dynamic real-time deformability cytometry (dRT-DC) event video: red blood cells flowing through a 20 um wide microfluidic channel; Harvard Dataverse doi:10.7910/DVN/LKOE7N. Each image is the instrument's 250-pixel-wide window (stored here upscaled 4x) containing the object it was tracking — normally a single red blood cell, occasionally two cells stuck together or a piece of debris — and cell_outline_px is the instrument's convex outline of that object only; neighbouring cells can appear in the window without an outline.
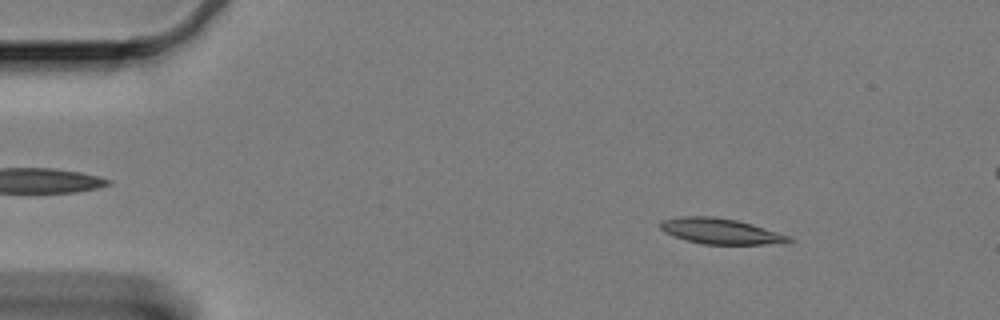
{"species": "Egyptian fruit bat (a non-hibernating species)", "species_latin": "Rousettus aegyptiacus", "temperature_condition": "cold", "stored_images_in_passage": 61, "segment_of_instrument_passage": [1, 2], "camera_frame_rate_fps": 3000, "um_per_image_px": 0.085, "animal": {"sex": "female"}, "frame": {"image": 1, "passage_image": 8, "time_ms": 2.333, "image_size_px": [1000, 320], "cell_outline_px": [[796, 240], [788, 244], [704, 244], [684, 240], [664, 232], [660, 228], [660, 220], [684, 216], [712, 216], [736, 220], [752, 224], [792, 236]], "centroid_in_image_um": [61.32, 19.66], "position_along_channel_um": 23.7, "area_um2": 19.48}}
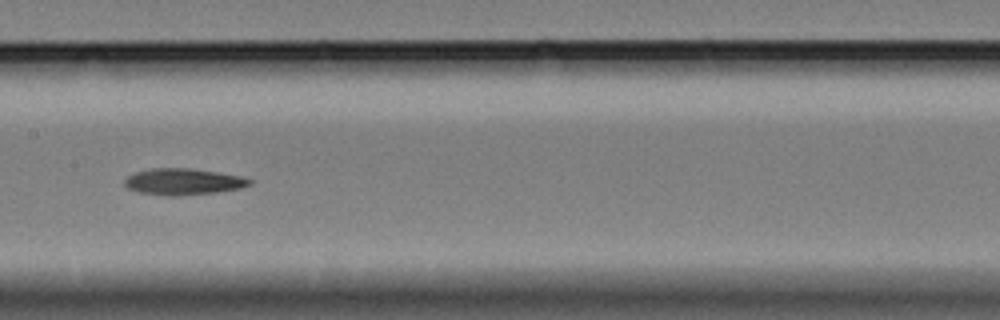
{"frame": {"image": 2, "passage_image": 30, "time_ms": 9.667, "image_size_px": [1000, 320], "cell_outline_px": [[252, 184], [240, 188], [216, 192], [176, 196], [168, 196], [140, 192], [128, 188], [124, 184], [124, 180], [128, 176], [136, 172], [152, 168], [188, 168], [216, 172], [240, 176], [252, 180]], "centroid_in_image_um": [15.56, 15.44], "position_along_channel_um": 191.8, "area_um2": 19.02}}
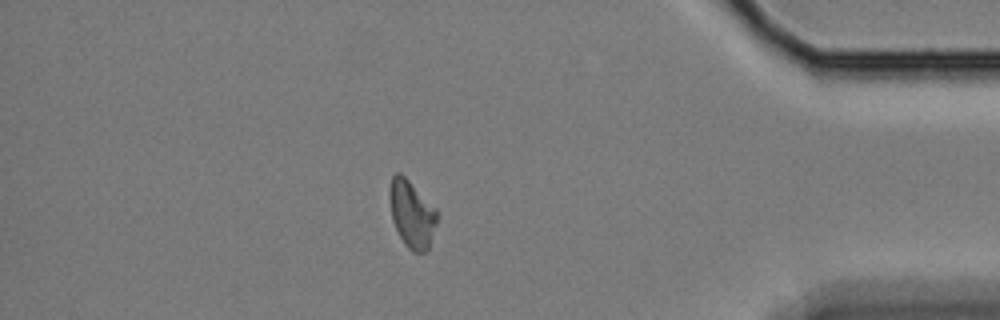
{"frame": {"image": 3, "passage_image": 52, "time_ms": 17.0, "image_size_px": [1000, 320], "cell_outline_px": [[440, 216], [428, 248], [424, 252], [412, 252], [404, 244], [392, 220], [388, 200], [388, 192], [392, 176], [396, 172], [400, 172], [440, 212]], "centroid_in_image_um": [35.01, 18.18], "position_along_channel_um": 400.2, "area_um2": 18.9}}